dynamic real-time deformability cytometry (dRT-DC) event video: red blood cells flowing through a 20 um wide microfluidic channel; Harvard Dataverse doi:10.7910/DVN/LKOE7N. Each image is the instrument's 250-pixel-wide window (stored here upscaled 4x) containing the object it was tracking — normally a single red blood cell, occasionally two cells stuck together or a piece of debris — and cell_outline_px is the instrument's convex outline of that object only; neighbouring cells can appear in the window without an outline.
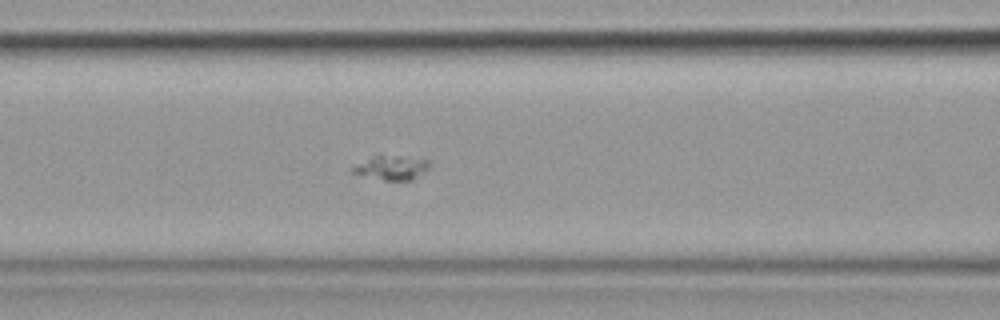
{"species": "common noctule bat (a hibernating species)", "species_latin": "Nyctalus noctula", "temperature_condition": "cold", "stored_images_in_passage": 58, "camera_frame_rate_fps": 3000, "um_per_image_px": 0.085, "animal": {"sex": "female", "body_mass_g": 19.9}, "frame": {"image": 1, "passage_image": 26, "time_ms": 8.333, "image_size_px": [1000, 320], "cell_outline_px": [[432, 164], [428, 168], [412, 180], [384, 180], [352, 172], [352, 168], [376, 152], [380, 152], [428, 160]], "centroid_in_image_um": [33.29, 14.19], "position_along_channel_um": 133.3, "area_um2": 11.1}}
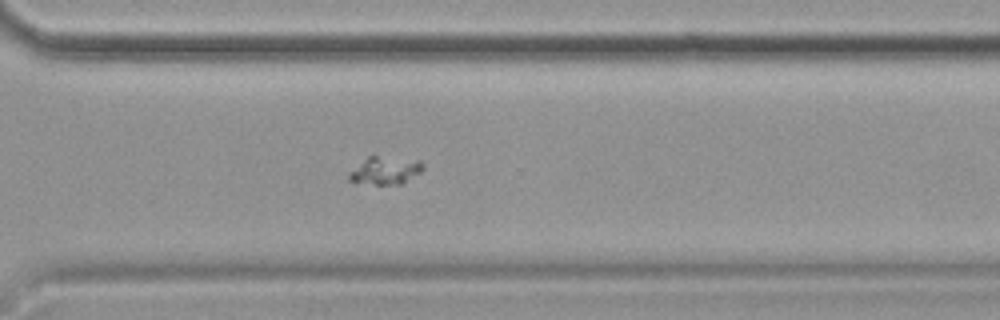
{"frame": {"image": 2, "passage_image": 43, "time_ms": 14.0, "image_size_px": [1000, 320], "cell_outline_px": [[424, 168], [420, 172], [400, 184], [376, 184], [348, 180], [348, 172], [368, 156], [376, 156], [420, 160], [424, 164]], "centroid_in_image_um": [32.74, 14.47], "position_along_channel_um": 337.9, "area_um2": 11.73}}
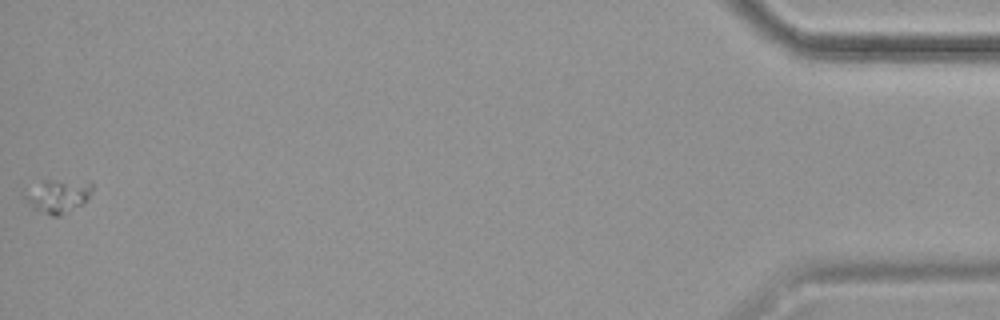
{"frame": {"image": 3, "passage_image": 58, "time_ms": 19.0, "image_size_px": [1000, 320], "cell_outline_px": [[92, 192], [84, 204], [56, 216], [52, 216], [32, 208], [28, 204], [24, 196], [44, 180], [92, 184]], "centroid_in_image_um": [4.94, 16.71], "position_along_channel_um": 430.3, "area_um2": 12.25}}